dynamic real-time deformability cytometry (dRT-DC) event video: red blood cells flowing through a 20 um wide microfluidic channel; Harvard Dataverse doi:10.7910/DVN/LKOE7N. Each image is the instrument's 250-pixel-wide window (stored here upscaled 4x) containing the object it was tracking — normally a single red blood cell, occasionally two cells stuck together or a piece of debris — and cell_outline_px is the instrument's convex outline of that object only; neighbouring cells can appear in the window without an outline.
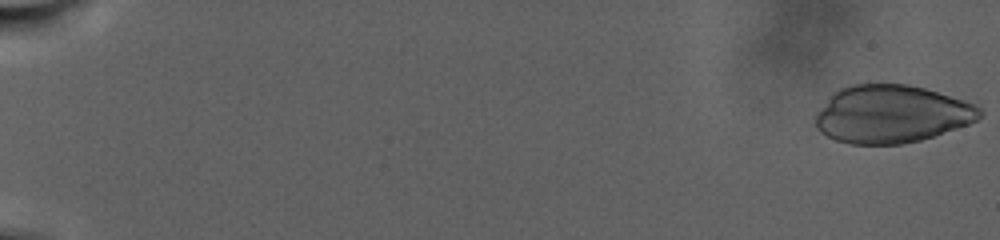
{"species": "human", "species_latin": "Homo sapiens", "temperature_condition": "warm", "stored_images_in_passage": 96, "camera_frame_rate_fps": 3000, "um_per_image_px": 0.085, "donor": {"sex": "male"}, "frame": {"image": 1, "passage_image": 1, "time_ms": 0.0, "image_size_px": [1000, 240], "cell_outline_px": [[984, 112], [976, 120], [968, 124], [920, 140], [900, 144], [848, 144], [836, 140], [820, 132], [816, 128], [816, 112], [840, 88], [852, 84], [908, 84], [924, 88], [964, 100], [980, 108]], "centroid_in_image_um": [75.77, 9.7], "position_along_channel_um": 9.2, "area_um2": 54.85}}
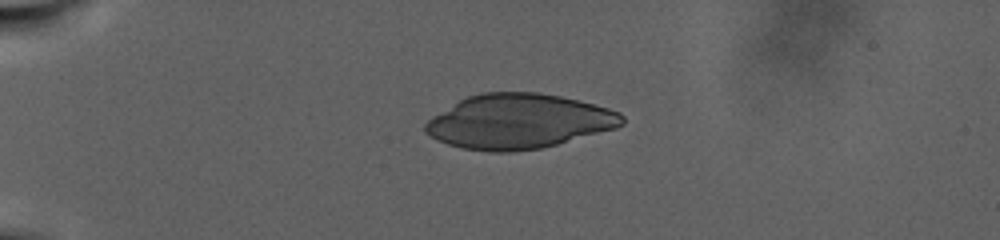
{"frame": {"image": 2, "passage_image": 26, "time_ms": 8.333, "image_size_px": [1000, 240], "cell_outline_px": [[624, 124], [616, 128], [556, 144], [540, 148], [512, 152], [488, 152], [464, 148], [448, 144], [424, 132], [424, 124], [432, 116], [460, 100], [468, 96], [480, 92], [536, 92], [560, 96], [608, 108], [620, 112], [624, 116]], "centroid_in_image_um": [44.08, 10.32], "position_along_channel_um": 40.9, "area_um2": 62.31}}